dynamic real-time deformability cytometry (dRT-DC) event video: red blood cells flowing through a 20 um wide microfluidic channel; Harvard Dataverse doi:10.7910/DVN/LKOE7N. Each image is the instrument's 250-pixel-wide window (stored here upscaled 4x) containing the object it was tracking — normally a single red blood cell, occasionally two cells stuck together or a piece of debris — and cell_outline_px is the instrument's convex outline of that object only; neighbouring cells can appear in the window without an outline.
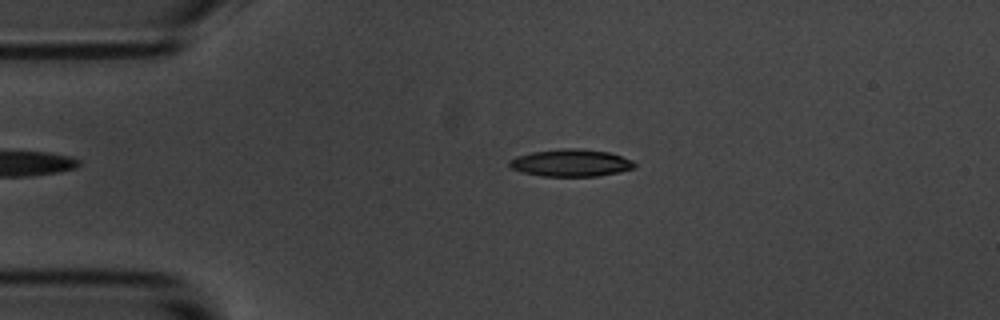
{"species": "common noctule bat (a hibernating species)", "species_latin": "Nyctalus noctula", "temperature_condition": "room temperature", "stored_images_in_passage": 4, "camera_frame_rate_fps": 3000, "um_per_image_px": 0.085, "animal": {"sex": "male", "body_mass_g": 20.1, "forearm_length_mm": 53.5}, "frame": {"image": 1, "passage_image": 3, "time_ms": 2.333, "image_size_px": [1000, 320], "cell_outline_px": [[636, 168], [620, 172], [596, 176], [540, 176], [524, 172], [512, 168], [508, 164], [508, 160], [516, 156], [532, 152], [564, 148], [576, 148], [608, 152], [632, 160], [636, 164]], "centroid_in_image_um": [48.53, 13.85], "position_along_channel_um": 36.5, "area_um2": 19.83}}